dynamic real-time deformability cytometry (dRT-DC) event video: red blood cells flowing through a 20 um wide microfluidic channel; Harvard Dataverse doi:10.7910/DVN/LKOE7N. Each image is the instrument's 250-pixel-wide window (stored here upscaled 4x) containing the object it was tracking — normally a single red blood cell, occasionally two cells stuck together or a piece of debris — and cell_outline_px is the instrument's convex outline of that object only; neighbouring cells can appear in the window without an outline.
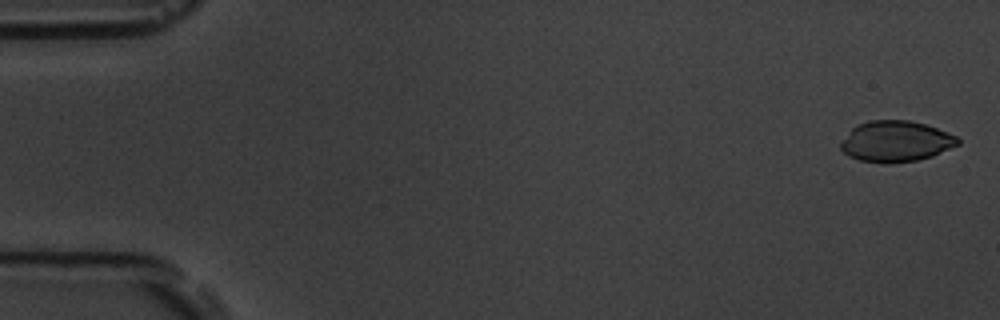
{"species": "common noctule bat (a hibernating species)", "species_latin": "Nyctalus noctula", "temperature_condition": "room temperature", "stored_images_in_passage": 6, "camera_frame_rate_fps": 3000, "um_per_image_px": 0.085, "animal": {"sex": "male", "body_mass_g": 19.5, "forearm_length_mm": 54.6}, "frame": {"image": 1, "passage_image": 1, "time_ms": 0.0, "image_size_px": [1000, 320], "cell_outline_px": [[960, 144], [932, 156], [916, 160], [888, 164], [884, 164], [860, 160], [848, 156], [840, 148], [840, 144], [852, 128], [856, 124], [868, 120], [908, 120], [924, 124], [948, 132], [956, 136], [960, 140]], "centroid_in_image_um": [76.14, 12.02], "position_along_channel_um": 8.9, "area_um2": 27.98}}